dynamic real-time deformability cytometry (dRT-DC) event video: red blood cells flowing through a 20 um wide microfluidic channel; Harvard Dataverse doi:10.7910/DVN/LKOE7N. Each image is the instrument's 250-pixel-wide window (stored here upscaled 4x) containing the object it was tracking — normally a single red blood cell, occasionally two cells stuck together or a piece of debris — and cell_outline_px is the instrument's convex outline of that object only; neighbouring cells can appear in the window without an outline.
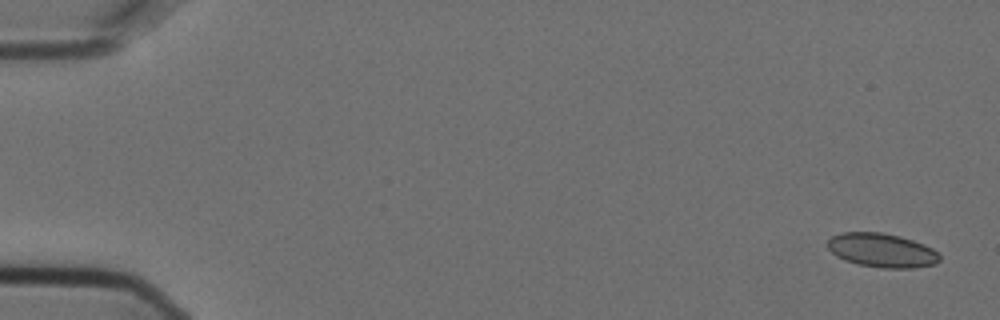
{"species": "Egyptian fruit bat (a non-hibernating species)", "species_latin": "Rousettus aegyptiacus", "temperature_condition": "cold", "stored_images_in_passage": 5, "camera_frame_rate_fps": 3000, "um_per_image_px": 0.085, "animal": {"sex": "female"}, "frame": {"image": 1, "passage_image": 1, "time_ms": 0.0, "image_size_px": [1000, 320], "cell_outline_px": [[940, 260], [936, 264], [912, 268], [880, 268], [856, 264], [844, 260], [836, 256], [828, 248], [828, 240], [832, 236], [840, 232], [880, 232], [900, 236], [924, 244], [940, 252]], "centroid_in_image_um": [74.97, 21.28], "position_along_channel_um": 10.0, "area_um2": 22.43}}
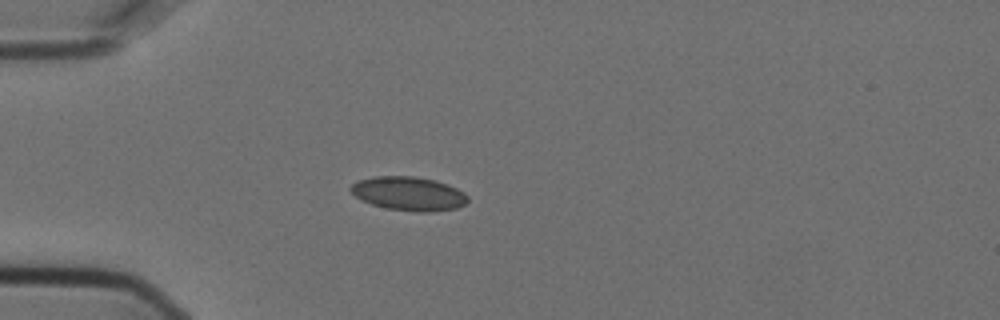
{"frame": {"image": 2, "passage_image": 5, "time_ms": 1.333, "image_size_px": [1000, 320], "cell_outline_px": [[468, 200], [464, 204], [456, 208], [432, 212], [416, 212], [388, 208], [372, 204], [356, 196], [348, 188], [352, 184], [360, 180], [372, 176], [412, 176], [432, 180], [456, 188], [464, 192], [468, 196]], "centroid_in_image_um": [34.74, 16.46], "position_along_channel_um": 50.3, "area_um2": 22.77}}